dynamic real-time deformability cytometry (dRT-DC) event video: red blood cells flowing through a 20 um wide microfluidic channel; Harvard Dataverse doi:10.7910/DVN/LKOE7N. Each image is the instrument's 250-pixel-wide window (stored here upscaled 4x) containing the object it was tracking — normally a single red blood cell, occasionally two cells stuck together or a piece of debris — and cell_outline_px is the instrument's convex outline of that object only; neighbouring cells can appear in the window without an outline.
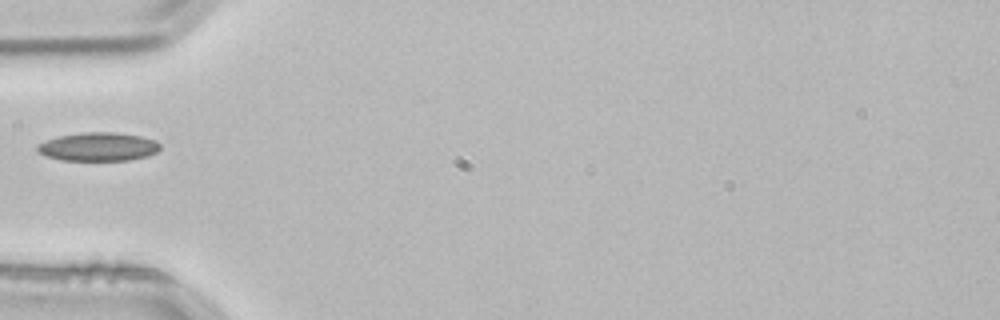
{"species": "common noctule bat (a hibernating species)", "species_latin": "Nyctalus noctula", "temperature_condition": "room temperature", "stored_images_in_passage": 4, "camera_frame_rate_fps": 3000, "um_per_image_px": 0.085, "animal": {"sex": "male", "body_mass_g": 21.5, "forearm_length_mm": 52.0}, "frame": {"image": 1, "passage_image": 4, "time_ms": 1.0, "image_size_px": [1000, 320], "cell_outline_px": [[160, 148], [156, 152], [148, 156], [128, 160], [60, 160], [36, 152], [36, 144], [60, 136], [84, 132], [116, 132], [140, 136], [156, 140], [160, 144]], "centroid_in_image_um": [8.36, 12.47], "position_along_channel_um": 76.6, "area_um2": 20.4}}